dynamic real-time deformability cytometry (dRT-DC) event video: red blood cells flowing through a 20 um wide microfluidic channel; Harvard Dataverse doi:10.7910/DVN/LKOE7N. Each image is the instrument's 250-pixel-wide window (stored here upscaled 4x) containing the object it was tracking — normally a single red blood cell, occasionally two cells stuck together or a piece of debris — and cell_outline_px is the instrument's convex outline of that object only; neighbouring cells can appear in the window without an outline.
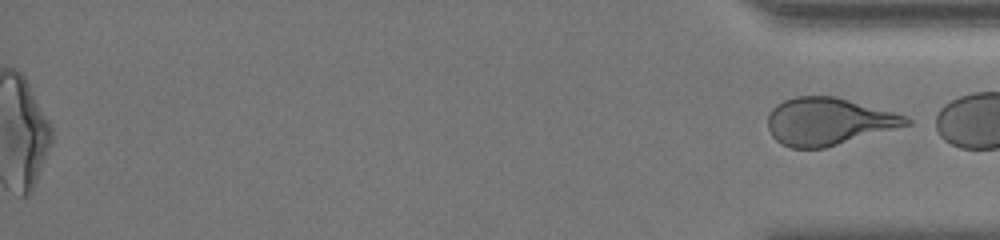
{"species": "human", "species_latin": "Homo sapiens", "temperature_condition": "room temperature", "stored_images_in_passage": 58, "segment_of_instrument_passage": [2, 2], "camera_frame_rate_fps": 3000, "um_per_image_px": 0.085, "donor": {"sex": "female"}, "frame": {"image": 1, "passage_image": 58, "time_ms": 19.0, "image_size_px": [1000, 240], "cell_outline_px": [[912, 124], [824, 148], [792, 148], [776, 140], [772, 136], [768, 128], [768, 116], [772, 108], [776, 104], [784, 100], [796, 96], [836, 96], [908, 116], [912, 120]], "centroid_in_image_um": [70.42, 10.31], "position_along_channel_um": 364.8, "area_um2": 38.15}}